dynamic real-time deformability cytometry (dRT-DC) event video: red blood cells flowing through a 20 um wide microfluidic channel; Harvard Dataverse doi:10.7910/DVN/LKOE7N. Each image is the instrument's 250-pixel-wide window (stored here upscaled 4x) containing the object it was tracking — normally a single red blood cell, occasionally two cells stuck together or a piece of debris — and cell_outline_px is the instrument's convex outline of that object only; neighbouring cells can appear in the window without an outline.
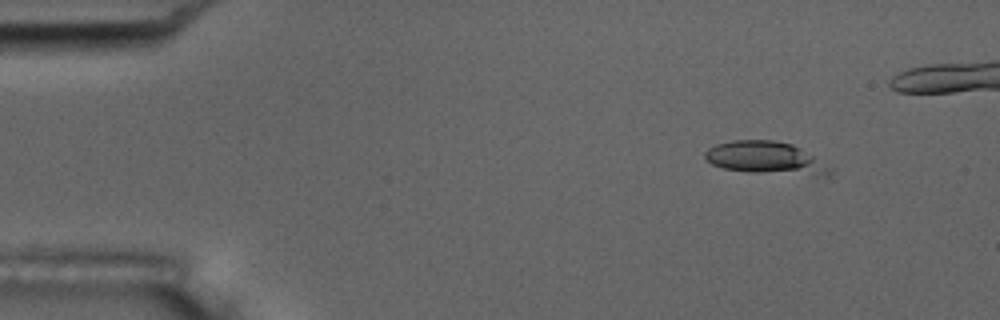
{"species": "common noctule bat (a hibernating species)", "species_latin": "Nyctalus noctula", "temperature_condition": "room temperature", "stored_images_in_passage": 3, "camera_frame_rate_fps": 3000, "um_per_image_px": 0.085, "animal": {"sex": "male", "body_mass_g": 17.5, "forearm_length_mm": 52.3}, "frame": {"image": 1, "passage_image": 2, "time_ms": 0.333, "image_size_px": [1000, 320], "cell_outline_px": [[836, 168], [828, 176], [816, 176], [752, 172], [724, 168], [712, 164], [704, 160], [704, 152], [708, 148], [716, 144], [732, 140], [772, 140], [792, 144], [800, 148]], "centroid_in_image_um": [65.15, 13.44], "position_along_channel_um": 19.9, "area_um2": 24.1}}